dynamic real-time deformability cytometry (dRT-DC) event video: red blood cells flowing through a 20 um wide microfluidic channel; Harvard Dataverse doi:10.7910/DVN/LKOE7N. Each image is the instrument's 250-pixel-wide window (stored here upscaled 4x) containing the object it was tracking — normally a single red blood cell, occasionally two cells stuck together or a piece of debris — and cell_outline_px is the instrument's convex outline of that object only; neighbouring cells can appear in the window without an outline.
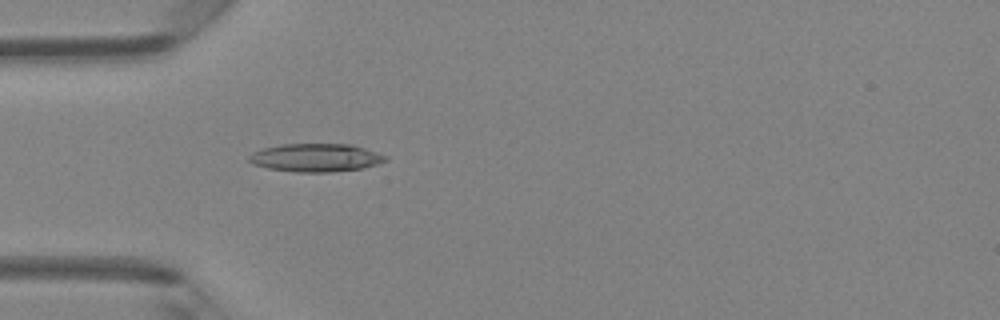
{"species": "Egyptian fruit bat (a non-hibernating species)", "species_latin": "Rousettus aegyptiacus", "temperature_condition": "room temperature", "stored_images_in_passage": 48, "camera_frame_rate_fps": 3000, "um_per_image_px": 0.085, "animal": {"sex": "female"}, "frame": {"image": 1, "passage_image": 15, "time_ms": 4.667, "image_size_px": [1000, 320], "cell_outline_px": [[388, 160], [364, 168], [332, 172], [296, 172], [268, 168], [252, 164], [248, 160], [248, 156], [252, 152], [264, 148], [280, 144], [352, 144], [388, 156]], "centroid_in_image_um": [26.84, 13.4], "position_along_channel_um": 58.2, "area_um2": 22.48}}
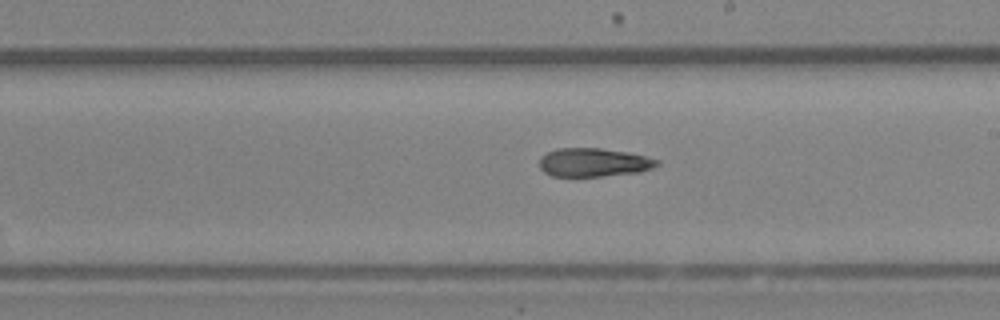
{"frame": {"image": 2, "passage_image": 28, "time_ms": 9.0, "image_size_px": [1000, 320], "cell_outline_px": [[660, 164], [652, 168], [640, 172], [600, 176], [552, 176], [544, 172], [540, 168], [540, 156], [556, 148], [600, 148], [628, 152], [660, 160]], "centroid_in_image_um": [50.46, 13.8], "position_along_channel_um": 238.5, "area_um2": 19.59}}
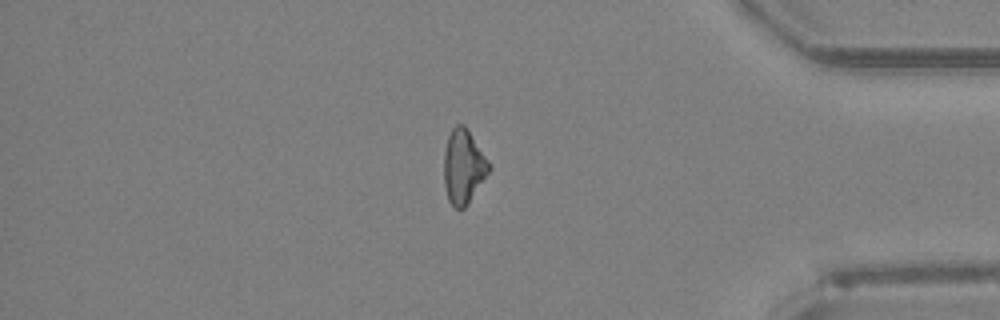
{"frame": {"image": 3, "passage_image": 41, "time_ms": 13.333, "image_size_px": [1000, 320], "cell_outline_px": [[492, 168], [464, 208], [456, 208], [448, 200], [444, 184], [444, 152], [448, 136], [452, 128], [456, 124], [464, 124], [468, 128], [492, 164]], "centroid_in_image_um": [39.41, 14.11], "position_along_channel_um": 395.8, "area_um2": 19.65}, "authors_computed_cell_mechanics": {"area_um2": 20.5768, "velocity_mm_per_s": 4.2671, "shape_relaxation_time_tau1_ms": null, "shape_relaxation_time_tau2_ms": 7.3752, "deformation_change_tau1": null, "deformation_change_tau2": 0.1752}}